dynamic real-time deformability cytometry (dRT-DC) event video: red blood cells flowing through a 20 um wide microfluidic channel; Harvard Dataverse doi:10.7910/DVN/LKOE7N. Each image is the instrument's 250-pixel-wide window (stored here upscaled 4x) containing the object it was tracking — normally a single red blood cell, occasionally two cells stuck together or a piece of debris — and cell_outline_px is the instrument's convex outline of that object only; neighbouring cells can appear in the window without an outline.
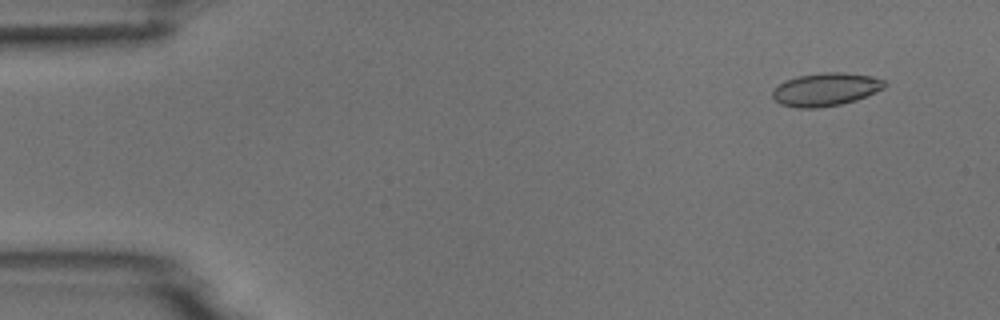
{"species": "common noctule bat (a hibernating species)", "species_latin": "Nyctalus noctula", "temperature_condition": "room temperature", "stored_images_in_passage": 4, "camera_frame_rate_fps": 3000, "um_per_image_px": 0.085, "animal": {"sex": "male", "body_mass_g": 18.8}, "frame": {"image": 1, "passage_image": 1, "time_ms": 0.0, "image_size_px": [1000, 320], "cell_outline_px": [[888, 84], [884, 88], [876, 92], [856, 100], [840, 104], [816, 108], [796, 108], [780, 104], [772, 96], [772, 92], [784, 80], [796, 76], [824, 72], [844, 72], [872, 76], [884, 80]], "centroid_in_image_um": [70.2, 7.59], "position_along_channel_um": 14.8, "area_um2": 21.68}}
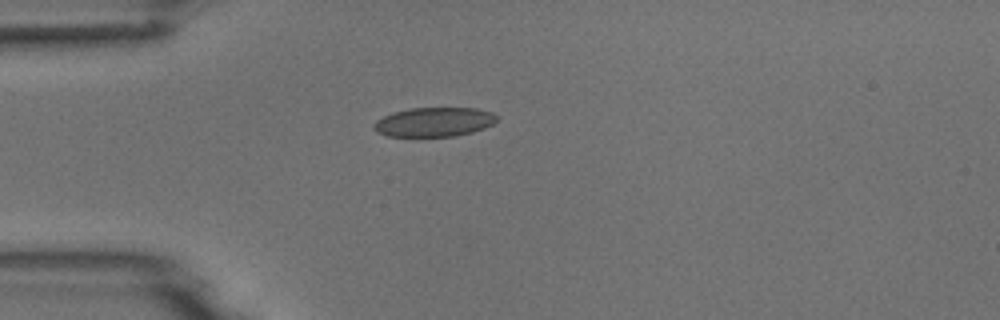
{"frame": {"image": 2, "passage_image": 4, "time_ms": 3.333, "image_size_px": [1000, 320], "cell_outline_px": [[500, 116], [492, 124], [484, 128], [472, 132], [452, 136], [412, 140], [388, 136], [376, 132], [372, 128], [372, 124], [376, 120], [392, 112], [408, 108], [476, 108], [492, 112]], "centroid_in_image_um": [36.82, 10.41], "position_along_channel_um": 48.2, "area_um2": 22.02}}